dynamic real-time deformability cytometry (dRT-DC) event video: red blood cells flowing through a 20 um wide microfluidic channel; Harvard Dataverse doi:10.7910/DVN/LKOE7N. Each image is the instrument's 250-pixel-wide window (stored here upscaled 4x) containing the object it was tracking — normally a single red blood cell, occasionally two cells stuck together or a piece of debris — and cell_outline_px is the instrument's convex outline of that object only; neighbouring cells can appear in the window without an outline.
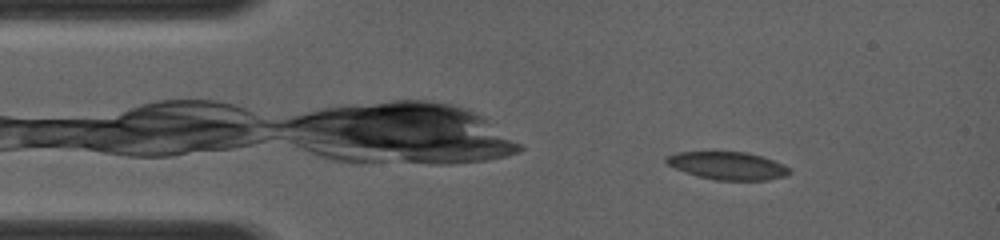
{"species": "common noctule bat (a hibernating species)", "species_latin": "Nyctalus noctula", "temperature_condition": "room temperature", "stored_images_in_passage": 52, "camera_frame_rate_fps": 4000, "um_per_image_px": 0.085, "animal": {"sex": "female", "body_mass_g": 19.0, "forearm_length_mm": 56.7}, "frame": {"image": 1, "passage_image": 11, "time_ms": 1.75, "image_size_px": [1000, 240], "cell_outline_px": [[792, 172], [788, 176], [768, 180], [716, 180], [700, 176], [676, 168], [668, 164], [664, 160], [664, 156], [676, 152], [748, 152], [764, 156], [784, 164], [792, 168]], "centroid_in_image_um": [61.94, 14.08], "position_along_channel_um": 23.1, "area_um2": 20.11}}
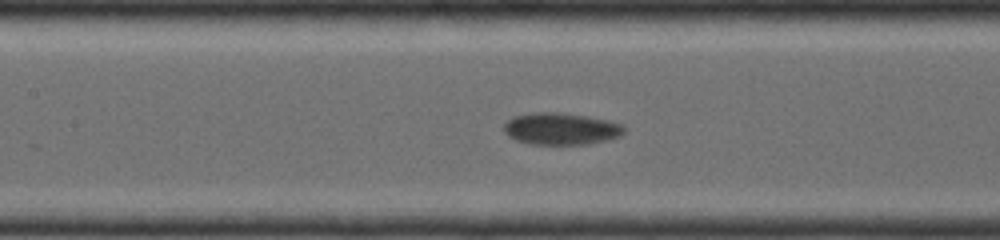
{"frame": {"image": 2, "passage_image": 36, "time_ms": 6.25, "image_size_px": [1000, 240], "cell_outline_px": [[624, 128], [616, 136], [584, 144], [536, 144], [520, 140], [512, 136], [504, 128], [504, 124], [512, 116], [536, 112], [560, 112], [608, 120], [620, 124]], "centroid_in_image_um": [47.63, 10.91], "position_along_channel_um": 159.8, "area_um2": 21.39}}
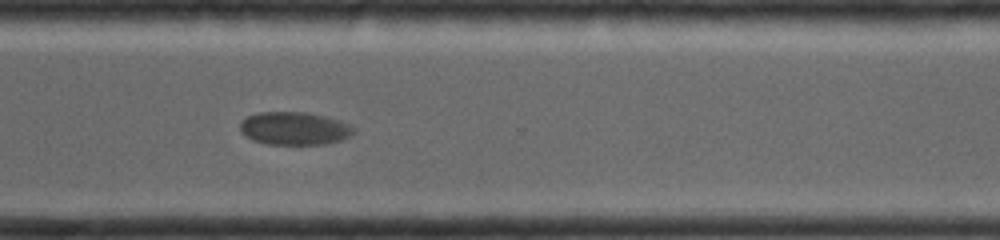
{"frame": {"image": 3, "passage_image": 51, "time_ms": 10.5, "image_size_px": [1000, 240], "cell_outline_px": [[352, 132], [348, 136], [336, 140], [320, 144], [268, 144], [256, 140], [248, 136], [240, 128], [240, 124], [248, 116], [260, 112], [304, 112], [332, 120], [344, 124]], "centroid_in_image_um": [24.89, 10.91], "position_along_channel_um": 345.7, "area_um2": 20.4}}